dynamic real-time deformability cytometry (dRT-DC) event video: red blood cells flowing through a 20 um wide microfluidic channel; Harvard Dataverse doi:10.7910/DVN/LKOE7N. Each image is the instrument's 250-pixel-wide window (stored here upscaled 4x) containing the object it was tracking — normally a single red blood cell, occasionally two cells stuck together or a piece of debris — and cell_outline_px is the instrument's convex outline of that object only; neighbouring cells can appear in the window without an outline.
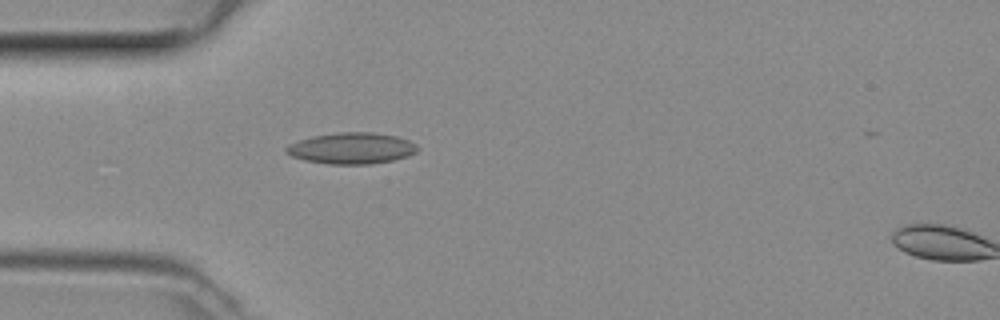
{"species": "common noctule bat (a hibernating species)", "species_latin": "Nyctalus noctula", "temperature_condition": "room temperature", "stored_images_in_passage": 2, "camera_frame_rate_fps": 3000, "um_per_image_px": 0.085, "animal": {"sex": "female", "body_mass_g": 29.2, "forearm_length_mm": 56.3}, "frame": {"image": 1, "passage_image": 1, "time_ms": 0.0, "image_size_px": [1000, 320], "cell_outline_px": [[420, 148], [416, 152], [408, 156], [392, 160], [368, 164], [328, 164], [304, 160], [292, 156], [284, 152], [284, 148], [288, 144], [312, 136], [340, 132], [372, 132], [396, 136], [408, 140], [416, 144]], "centroid_in_image_um": [29.87, 12.6], "position_along_channel_um": 55.1, "area_um2": 23.93}}